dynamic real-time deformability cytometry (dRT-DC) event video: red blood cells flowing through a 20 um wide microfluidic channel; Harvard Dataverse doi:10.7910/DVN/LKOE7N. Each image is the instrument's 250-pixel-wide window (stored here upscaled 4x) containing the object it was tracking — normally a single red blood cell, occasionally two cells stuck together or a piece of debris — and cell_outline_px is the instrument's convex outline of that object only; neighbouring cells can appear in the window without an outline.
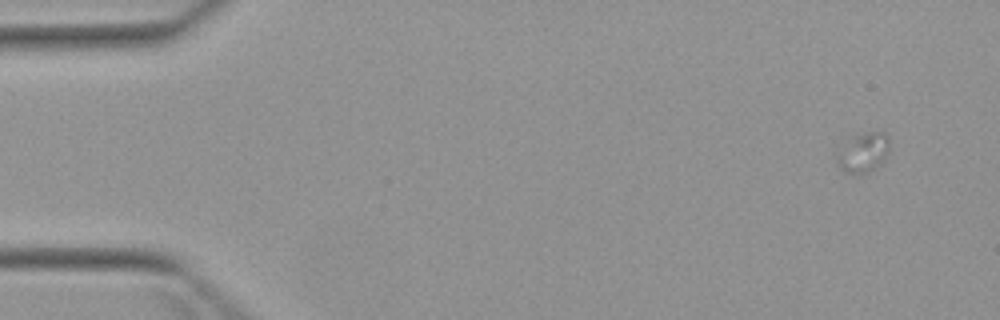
{"species": "Egyptian fruit bat (a non-hibernating species)", "species_latin": "Rousettus aegyptiacus", "temperature_condition": "warm", "stored_images_in_passage": 5, "camera_frame_rate_fps": 3000, "um_per_image_px": 0.085, "animal": {"sex": "female"}, "frame": {"image": 1, "passage_image": 1, "time_ms": 0.0, "image_size_px": [1000, 320], "cell_outline_px": [[888, 152], [884, 160], [876, 168], [868, 172], [844, 172], [840, 168], [832, 156], [856, 136], [864, 132], [884, 132], [888, 136]], "centroid_in_image_um": [73.36, 12.97], "position_along_channel_um": 11.6, "area_um2": 11.91}}
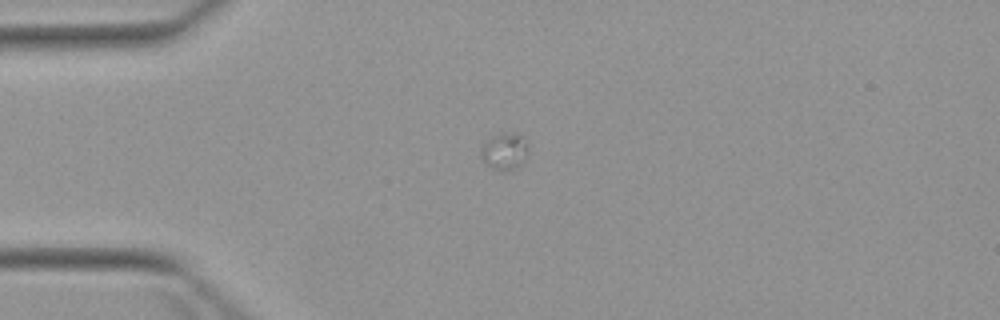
{"frame": {"image": 2, "passage_image": 4, "time_ms": 3.333, "image_size_px": [1000, 320], "cell_outline_px": [[528, 152], [524, 160], [516, 168], [504, 172], [500, 172], [492, 168], [480, 160], [480, 148], [484, 140], [492, 136], [512, 132], [528, 140]], "centroid_in_image_um": [42.85, 12.88], "position_along_channel_um": 42.2, "area_um2": 10.52}}